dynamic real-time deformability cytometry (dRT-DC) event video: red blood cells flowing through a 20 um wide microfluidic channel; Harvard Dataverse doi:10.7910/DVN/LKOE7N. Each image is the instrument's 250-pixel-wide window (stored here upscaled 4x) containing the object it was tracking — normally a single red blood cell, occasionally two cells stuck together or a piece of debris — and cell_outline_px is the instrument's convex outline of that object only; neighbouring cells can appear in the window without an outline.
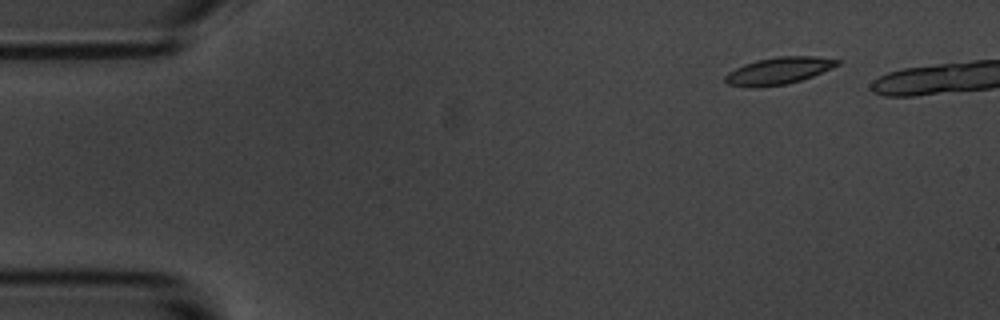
{"species": "common noctule bat (a hibernating species)", "species_latin": "Nyctalus noctula", "temperature_condition": "room temperature", "stored_images_in_passage": 6, "segment_of_instrument_passage": [2, 2], "camera_frame_rate_fps": 3000, "um_per_image_px": 0.085, "animal": {"sex": "male", "body_mass_g": 20.1, "forearm_length_mm": 53.5}, "frame": {"image": 1, "passage_image": 6, "time_ms": 6.667, "image_size_px": [1000, 320], "cell_outline_px": [[840, 64], [832, 68], [812, 76], [800, 80], [784, 84], [756, 88], [752, 88], [728, 84], [724, 80], [724, 76], [728, 72], [744, 64], [756, 60], [780, 56], [816, 56], [840, 60]], "centroid_in_image_um": [66.17, 6.01], "position_along_channel_um": 18.8, "area_um2": 17.63}}